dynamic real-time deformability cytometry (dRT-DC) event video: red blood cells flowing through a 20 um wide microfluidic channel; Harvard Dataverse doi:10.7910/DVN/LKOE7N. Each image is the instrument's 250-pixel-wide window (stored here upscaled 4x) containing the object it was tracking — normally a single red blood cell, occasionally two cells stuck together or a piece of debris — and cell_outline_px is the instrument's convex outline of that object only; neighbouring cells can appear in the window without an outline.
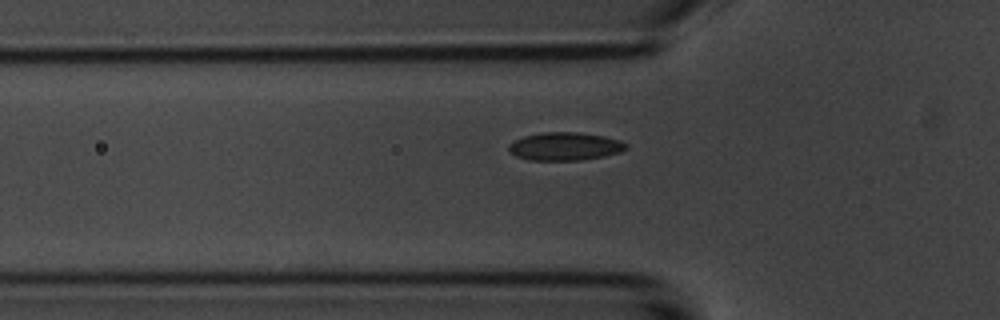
{"species": "common noctule bat (a hibernating species)", "species_latin": "Nyctalus noctula", "temperature_condition": "room temperature", "stored_images_in_passage": 39, "camera_frame_rate_fps": 3000, "um_per_image_px": 0.085, "animal": {"sex": "male", "body_mass_g": 20.1, "forearm_length_mm": 53.5}, "frame": {"image": 1, "passage_image": 2, "time_ms": 0.333, "image_size_px": [1000, 320], "cell_outline_px": [[628, 148], [620, 152], [604, 156], [580, 160], [528, 160], [516, 156], [508, 152], [508, 144], [524, 136], [544, 132], [576, 132], [604, 136], [620, 140], [628, 144]], "centroid_in_image_um": [48.02, 12.44], "position_along_channel_um": 77.8, "area_um2": 19.25}}
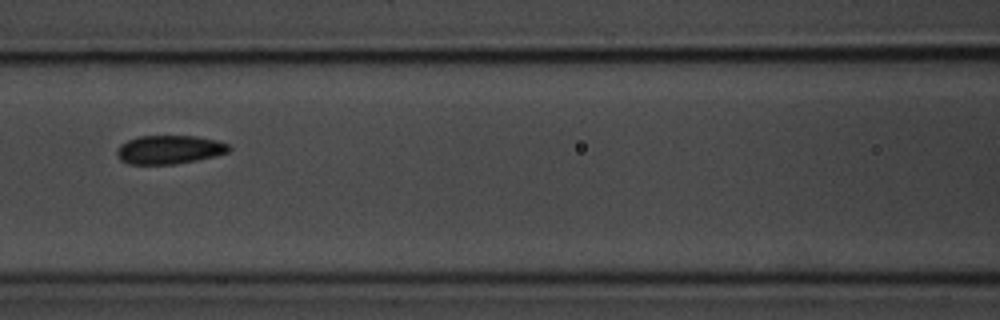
{"frame": {"image": 2, "passage_image": 8, "time_ms": 2.333, "image_size_px": [1000, 320], "cell_outline_px": [[232, 148], [228, 152], [216, 156], [176, 164], [128, 164], [120, 160], [116, 152], [120, 144], [128, 140], [140, 136], [196, 136], [216, 140], [228, 144]], "centroid_in_image_um": [14.4, 12.72], "position_along_channel_um": 152.2, "area_um2": 18.73}}
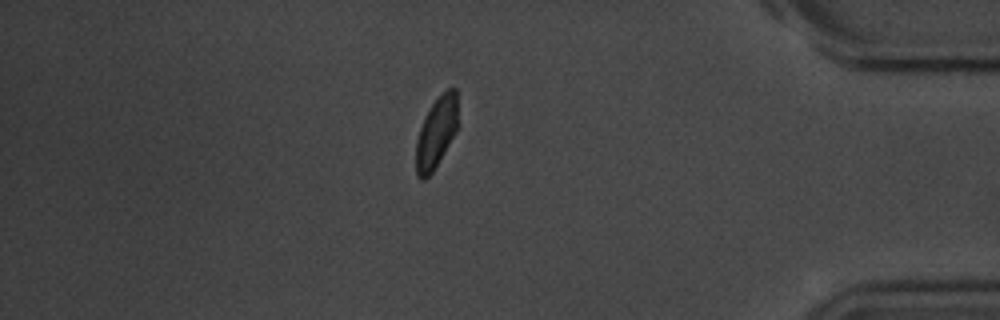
{"frame": {"image": 3, "passage_image": 31, "time_ms": 10.0, "image_size_px": [1000, 320], "cell_outline_px": [[456, 132], [432, 172], [424, 180], [420, 180], [416, 176], [416, 140], [424, 116], [432, 104], [448, 88], [456, 88]], "centroid_in_image_um": [37.05, 11.31], "position_along_channel_um": 398.2, "area_um2": 16.94}, "authors_computed_cell_mechanics": {"area_um2": 18.5538, "velocity_mm_per_s": 3.6762, "shape_relaxation_time_tau1_ms": 3.2929, "shape_relaxation_time_tau2_ms": 3.476, "deformation_change_tau1": 0.0846, "deformation_change_tau2": 0.066}}